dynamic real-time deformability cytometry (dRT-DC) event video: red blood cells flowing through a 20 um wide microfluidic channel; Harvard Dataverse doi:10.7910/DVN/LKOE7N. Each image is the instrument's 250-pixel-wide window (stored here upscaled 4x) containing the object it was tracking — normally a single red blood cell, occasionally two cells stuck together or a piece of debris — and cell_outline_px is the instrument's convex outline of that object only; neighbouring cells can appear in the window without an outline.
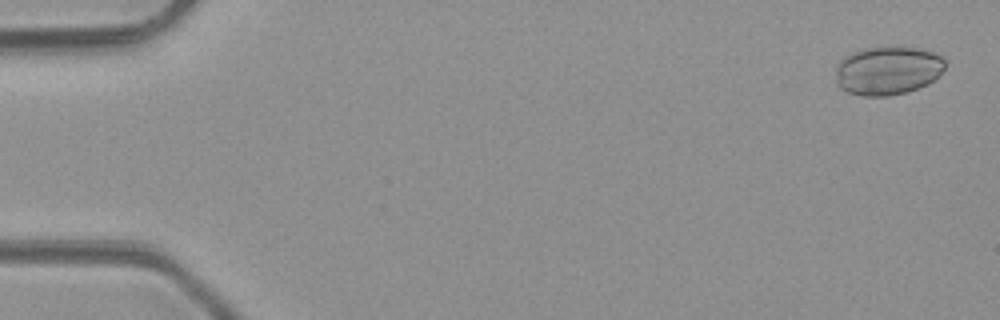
{"species": "common noctule bat (a hibernating species)", "species_latin": "Nyctalus noctula", "temperature_condition": "room temperature", "stored_images_in_passage": 4, "camera_frame_rate_fps": 3000, "um_per_image_px": 0.085, "animal": {"sex": "male", "body_mass_g": 23.1, "forearm_length_mm": 52.7}, "frame": {"image": 1, "passage_image": 1, "time_ms": 0.0, "image_size_px": [1000, 320], "cell_outline_px": [[944, 68], [940, 76], [928, 84], [908, 92], [888, 96], [860, 96], [848, 92], [840, 88], [836, 84], [836, 68], [840, 60], [844, 56], [852, 52], [864, 48], [920, 48], [944, 56]], "centroid_in_image_um": [75.46, 6.02], "position_along_channel_um": 9.5, "area_um2": 31.15}}